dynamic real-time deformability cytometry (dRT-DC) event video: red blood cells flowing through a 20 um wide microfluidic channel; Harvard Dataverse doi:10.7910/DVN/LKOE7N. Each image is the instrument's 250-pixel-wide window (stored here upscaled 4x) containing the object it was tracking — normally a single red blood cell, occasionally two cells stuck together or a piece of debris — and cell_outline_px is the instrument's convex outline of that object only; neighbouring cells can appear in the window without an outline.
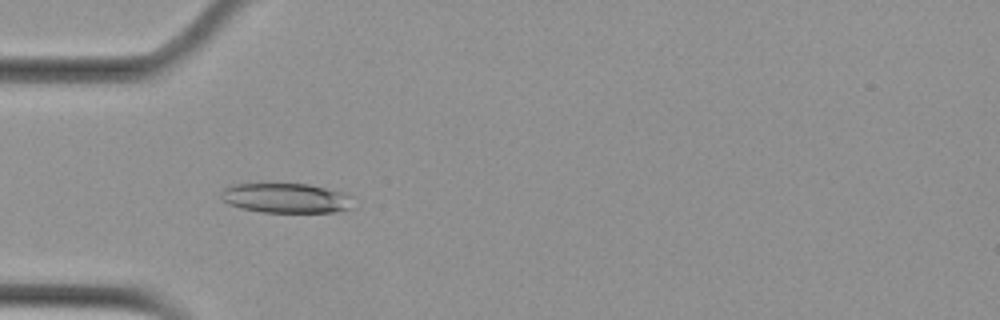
{"species": "Egyptian fruit bat (a non-hibernating species)", "species_latin": "Rousettus aegyptiacus", "temperature_condition": "cold", "stored_images_in_passage": 55, "camera_frame_rate_fps": 3000, "um_per_image_px": 0.085, "animal": {"sex": "female"}, "frame": {"image": 1, "passage_image": 16, "time_ms": 5.0, "image_size_px": [1000, 320], "cell_outline_px": [[352, 208], [332, 212], [264, 212], [240, 208], [228, 204], [220, 196], [220, 192], [224, 188], [232, 184], [308, 184], [344, 192], [352, 196]], "centroid_in_image_um": [24.31, 16.83], "position_along_channel_um": 60.7, "area_um2": 22.95}}
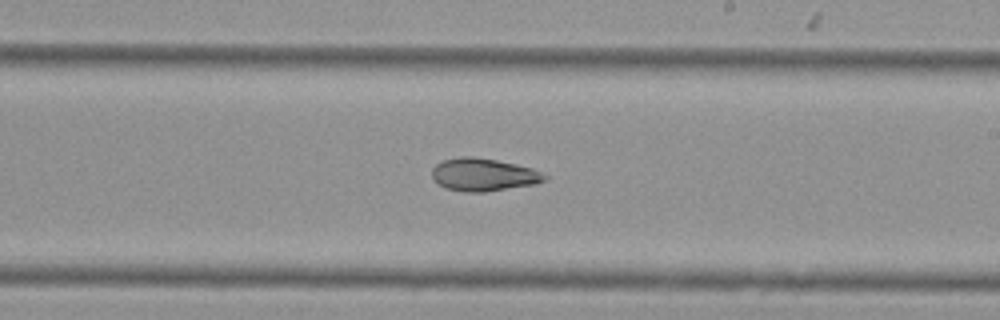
{"frame": {"image": 2, "passage_image": 32, "time_ms": 10.333, "image_size_px": [1000, 320], "cell_outline_px": [[548, 180], [536, 184], [484, 192], [464, 192], [448, 188], [432, 180], [432, 168], [436, 164], [444, 160], [460, 156], [472, 156], [496, 160], [516, 164], [532, 168], [548, 176]], "centroid_in_image_um": [41.11, 14.84], "position_along_channel_um": 247.9, "area_um2": 21.56}}
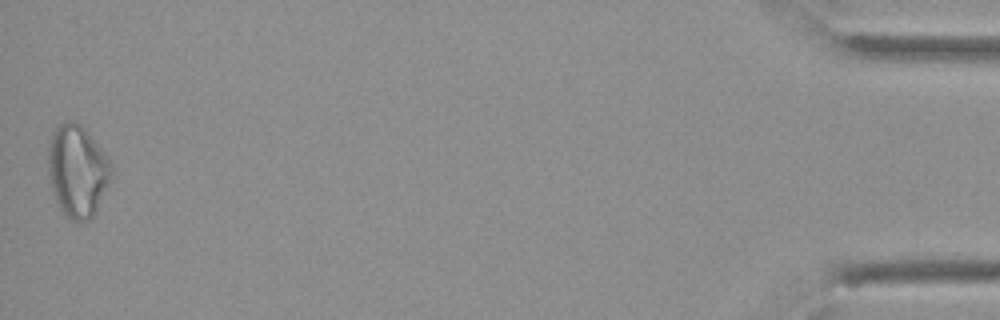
{"frame": {"image": 3, "passage_image": 55, "time_ms": 18.0, "image_size_px": [1000, 320], "cell_outline_px": [[112, 172], [96, 208], [92, 216], [88, 220], [72, 220], [60, 208], [56, 200], [52, 188], [48, 172], [48, 144], [52, 132], [60, 124], [68, 120], [72, 120], [80, 124], [84, 128], [108, 156], [112, 164]], "centroid_in_image_um": [6.55, 14.46], "position_along_channel_um": 428.6, "area_um2": 33.23}, "authors_computed_cell_mechanics": {"area_um2": 23.12, "velocity_mm_per_s": 3.574, "shape_relaxation_time_tau1_ms": null, "shape_relaxation_time_tau2_ms": 4.6725, "deformation_change_tau1": null, "deformation_change_tau2": 0.1036}}